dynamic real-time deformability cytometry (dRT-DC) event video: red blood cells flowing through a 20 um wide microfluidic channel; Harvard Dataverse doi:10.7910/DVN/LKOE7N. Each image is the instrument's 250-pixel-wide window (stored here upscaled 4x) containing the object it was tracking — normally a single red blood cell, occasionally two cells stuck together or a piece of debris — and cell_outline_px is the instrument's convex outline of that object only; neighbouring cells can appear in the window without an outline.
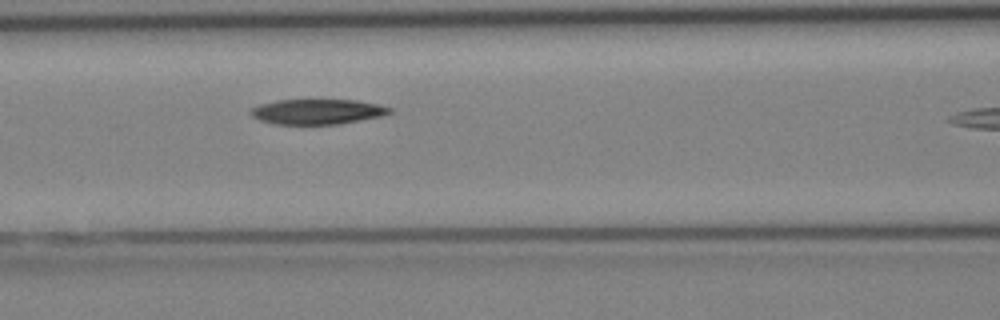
{"species": "Egyptian fruit bat (a non-hibernating species)", "species_latin": "Rousettus aegyptiacus", "temperature_condition": "cold", "stored_images_in_passage": 4, "camera_frame_rate_fps": 3000, "um_per_image_px": 0.085, "animal": {"sex": "female"}, "frame": {"image": 1, "passage_image": 4, "time_ms": 3.667, "image_size_px": [1000, 320], "cell_outline_px": [[392, 112], [384, 116], [336, 124], [276, 124], [260, 120], [252, 116], [248, 112], [252, 108], [260, 104], [276, 100], [356, 100], [376, 104], [392, 108]], "centroid_in_image_um": [26.97, 9.49], "position_along_channel_um": 139.6, "area_um2": 20.29}}